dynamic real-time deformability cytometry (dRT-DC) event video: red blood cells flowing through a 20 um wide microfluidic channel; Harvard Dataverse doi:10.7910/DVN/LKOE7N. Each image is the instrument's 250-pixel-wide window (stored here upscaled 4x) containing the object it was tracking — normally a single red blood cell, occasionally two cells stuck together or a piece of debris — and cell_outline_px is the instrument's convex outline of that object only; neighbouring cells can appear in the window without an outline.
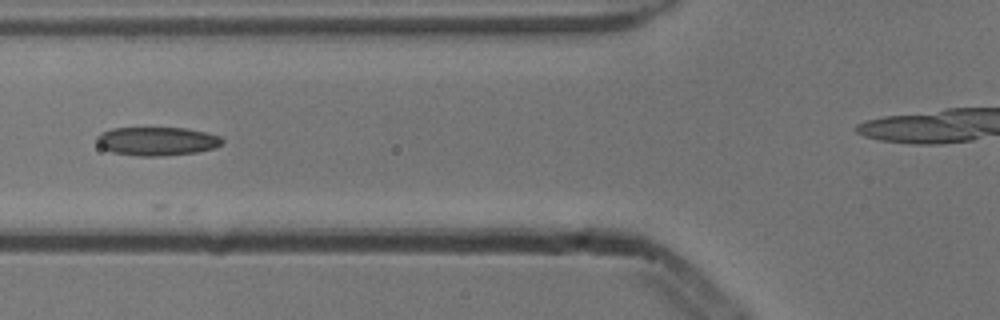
{"species": "common noctule bat (a hibernating species)", "species_latin": "Nyctalus noctula", "temperature_condition": "cold", "stored_images_in_passage": 24, "camera_frame_rate_fps": 3000, "um_per_image_px": 0.085, "animal": {"sex": "male", "body_mass_g": 13.3}, "frame": {"image": 1, "passage_image": 21, "time_ms": 6.667, "image_size_px": [1000, 320], "cell_outline_px": [[224, 140], [216, 148], [196, 152], [160, 156], [140, 156], [112, 152], [104, 148], [96, 140], [96, 136], [100, 132], [112, 128], [184, 128], [204, 132], [220, 136]], "centroid_in_image_um": [13.34, 12.0], "position_along_channel_um": 112.5, "area_um2": 20.75}}